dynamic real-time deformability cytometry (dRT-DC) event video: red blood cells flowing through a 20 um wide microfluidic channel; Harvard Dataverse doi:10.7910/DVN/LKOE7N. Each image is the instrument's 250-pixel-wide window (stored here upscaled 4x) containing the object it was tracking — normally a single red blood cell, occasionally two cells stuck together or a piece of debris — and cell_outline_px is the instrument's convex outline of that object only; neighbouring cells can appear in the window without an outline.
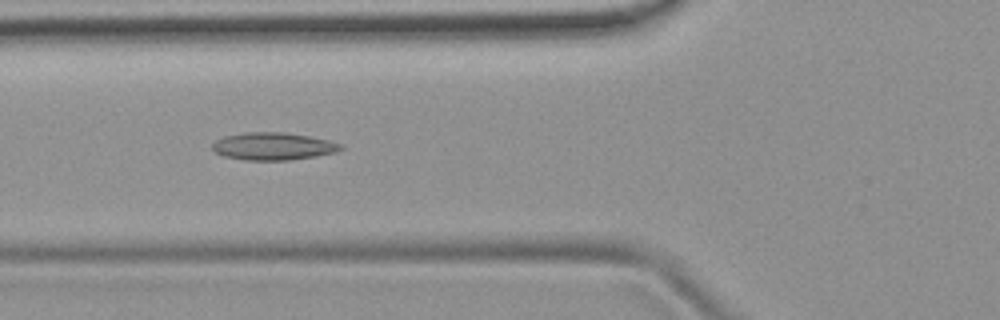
{"species": "common noctule bat (a hibernating species)", "species_latin": "Nyctalus noctula", "temperature_condition": "room temperature", "stored_images_in_passage": 41, "camera_frame_rate_fps": 3000, "um_per_image_px": 0.085, "animal": {"sex": "female", "body_mass_g": 19.9}, "frame": {"image": 1, "passage_image": 9, "time_ms": 2.667, "image_size_px": [1000, 320], "cell_outline_px": [[344, 148], [336, 152], [316, 156], [288, 160], [244, 160], [224, 156], [216, 152], [212, 148], [212, 144], [216, 140], [224, 136], [244, 132], [284, 132], [308, 136], [328, 140], [344, 144]], "centroid_in_image_um": [23.23, 12.43], "position_along_channel_um": 102.6, "area_um2": 20.63}}
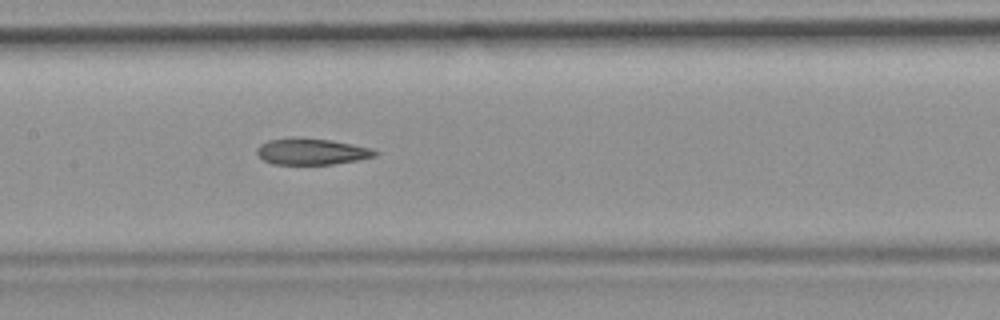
{"frame": {"image": 2, "passage_image": 15, "time_ms": 4.667, "image_size_px": [1000, 320], "cell_outline_px": [[380, 152], [376, 156], [356, 160], [332, 164], [272, 164], [264, 160], [256, 152], [256, 148], [260, 144], [268, 140], [292, 136], [296, 136], [332, 140], [372, 148]], "centroid_in_image_um": [26.47, 12.86], "position_along_channel_um": 180.9, "area_um2": 18.38}}
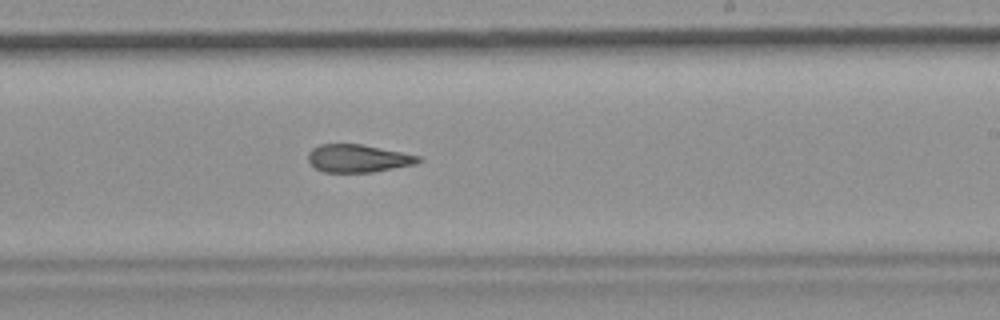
{"frame": {"image": 3, "passage_image": 21, "time_ms": 6.667, "image_size_px": [1000, 320], "cell_outline_px": [[424, 160], [416, 164], [372, 172], [324, 172], [316, 168], [308, 160], [308, 152], [312, 148], [320, 144], [360, 144], [420, 156]], "centroid_in_image_um": [30.43, 13.46], "position_along_channel_um": 258.6, "area_um2": 17.74}, "authors_computed_cell_mechanics": {"area_um2": 18.8428, "velocity_mm_per_s": 3.9074, "shape_relaxation_time_tau1_ms": null, "shape_relaxation_time_tau2_ms": 4.2424, "deformation_change_tau1": null, "deformation_change_tau2": 0.1377}}